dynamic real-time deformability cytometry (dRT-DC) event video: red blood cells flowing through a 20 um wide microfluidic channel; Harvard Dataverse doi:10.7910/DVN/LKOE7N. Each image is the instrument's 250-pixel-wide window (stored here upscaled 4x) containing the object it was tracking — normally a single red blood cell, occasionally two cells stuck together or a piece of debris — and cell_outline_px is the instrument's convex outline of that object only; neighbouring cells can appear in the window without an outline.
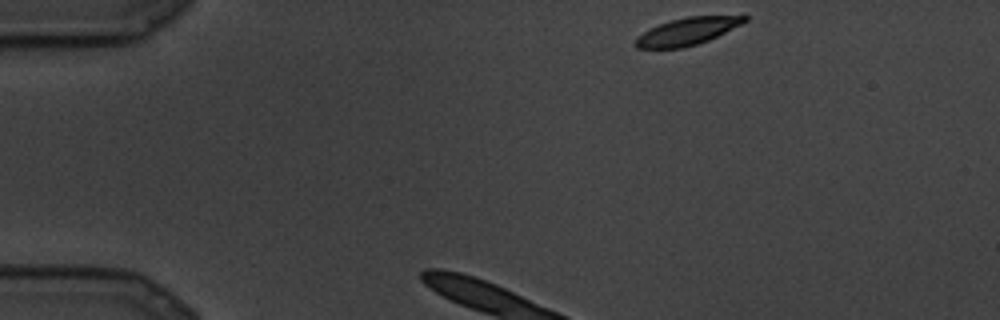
{"species": "common noctule bat (a hibernating species)", "species_latin": "Nyctalus noctula", "temperature_condition": "cold", "stored_images_in_passage": 13, "camera_frame_rate_fps": 3000, "um_per_image_px": 0.085, "animal": {"sex": "male", "body_mass_g": 19.5, "forearm_length_mm": 54.6}, "frame": {"image": 1, "passage_image": 1, "time_ms": 0.0, "image_size_px": [1000, 320], "cell_outline_px": [[748, 20], [708, 40], [696, 44], [680, 48], [636, 48], [636, 36], [660, 24], [672, 20], [688, 16], [744, 12], [748, 16]], "centroid_in_image_um": [58.56, 2.6], "position_along_channel_um": 26.4, "area_um2": 17.63}}